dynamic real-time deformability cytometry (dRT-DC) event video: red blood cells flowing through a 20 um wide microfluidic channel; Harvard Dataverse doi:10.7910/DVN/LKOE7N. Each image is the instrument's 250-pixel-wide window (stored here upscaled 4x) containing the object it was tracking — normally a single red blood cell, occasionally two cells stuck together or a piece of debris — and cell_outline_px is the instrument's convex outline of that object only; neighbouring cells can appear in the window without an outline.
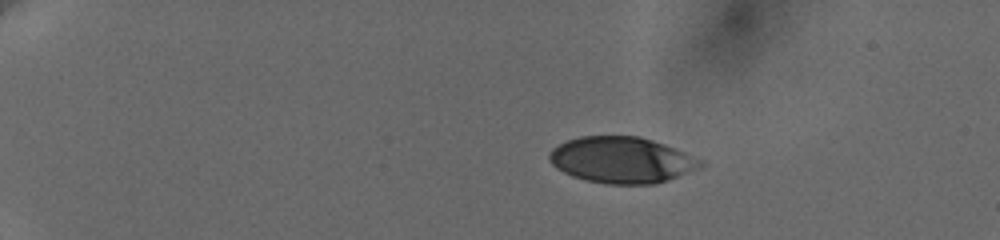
{"species": "human", "species_latin": "Homo sapiens", "temperature_condition": "cold", "stored_images_in_passage": 48, "camera_frame_rate_fps": 3000, "um_per_image_px": 0.085, "donor": {"sex": "female"}, "frame": {"image": 1, "passage_image": 1, "time_ms": 0.0, "image_size_px": [1000, 240], "cell_outline_px": [[704, 168], [668, 180], [652, 184], [608, 184], [588, 180], [572, 176], [556, 168], [548, 160], [548, 156], [552, 148], [568, 140], [580, 136], [640, 136], [676, 148], [704, 160]], "centroid_in_image_um": [52.9, 13.6], "position_along_channel_um": 32.1, "area_um2": 40.98}}
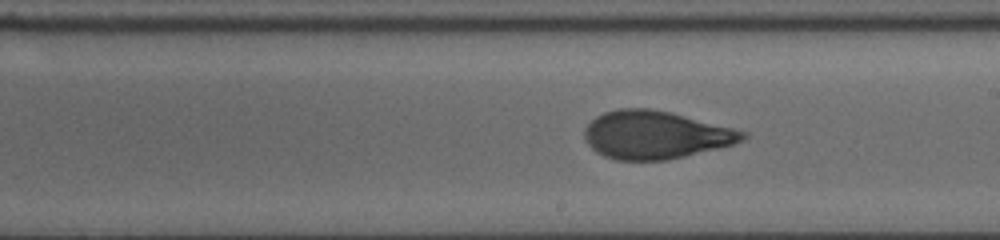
{"frame": {"image": 2, "passage_image": 26, "time_ms": 8.333, "image_size_px": [1000, 240], "cell_outline_px": [[748, 136], [744, 140], [732, 144], [684, 156], [664, 160], [616, 160], [604, 156], [596, 152], [588, 144], [584, 136], [584, 128], [596, 116], [604, 112], [616, 108], [648, 108], [672, 112], [748, 132]], "centroid_in_image_um": [55.69, 11.45], "position_along_channel_um": 233.3, "area_um2": 44.1}}
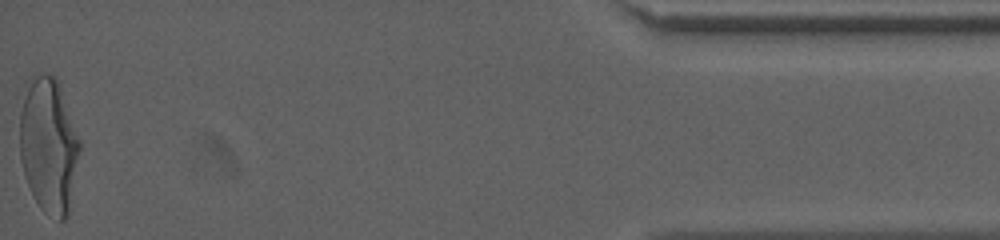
{"frame": {"image": 3, "passage_image": 48, "time_ms": 15.667, "image_size_px": [1000, 240], "cell_outline_px": [[80, 148], [68, 216], [64, 220], [60, 220], [44, 212], [40, 208], [24, 176], [20, 160], [20, 112], [28, 88], [32, 80], [36, 76], [56, 76], [80, 140]], "centroid_in_image_um": [4.15, 12.43], "position_along_channel_um": 431.1, "area_um2": 46.36}, "authors_computed_cell_mechanics": {"area_um2": 43.9569, "velocity_mm_per_s": 3.6426, "shape_relaxation_time_tau1_ms": 6.2023, "shape_relaxation_time_tau2_ms": 0.8319, "deformation_change_tau1": 0.2053, "deformation_change_tau2": 0.0724}}